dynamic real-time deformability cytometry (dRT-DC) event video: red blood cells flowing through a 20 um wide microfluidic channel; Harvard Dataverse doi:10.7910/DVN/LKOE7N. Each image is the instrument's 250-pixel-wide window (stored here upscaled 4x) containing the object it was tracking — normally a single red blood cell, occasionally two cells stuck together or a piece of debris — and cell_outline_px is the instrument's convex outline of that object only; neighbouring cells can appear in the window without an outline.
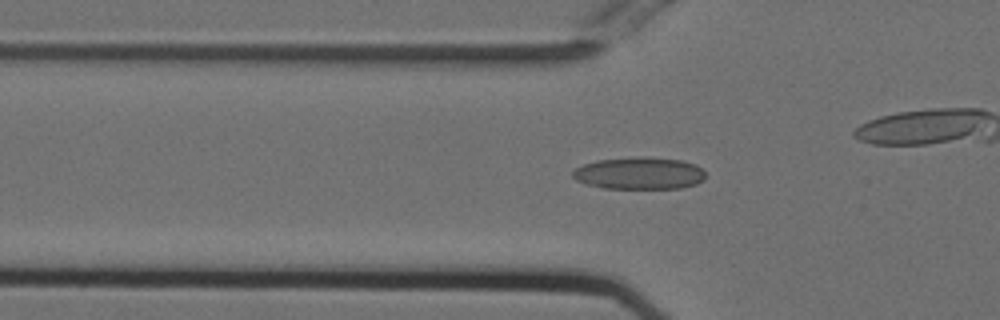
{"species": "Egyptian fruit bat (a non-hibernating species)", "species_latin": "Rousettus aegyptiacus", "temperature_condition": "cold", "stored_images_in_passage": 45, "camera_frame_rate_fps": 3000, "um_per_image_px": 0.085, "animal": {"sex": "female"}, "frame": {"image": 1, "passage_image": 19, "time_ms": 6.0, "image_size_px": [1000, 320], "cell_outline_px": [[704, 180], [696, 184], [680, 188], [600, 188], [576, 180], [572, 176], [572, 172], [576, 168], [584, 164], [596, 160], [644, 156], [680, 160], [696, 164], [704, 172]], "centroid_in_image_um": [54.34, 14.72], "position_along_channel_um": 71.5, "area_um2": 24.85}}
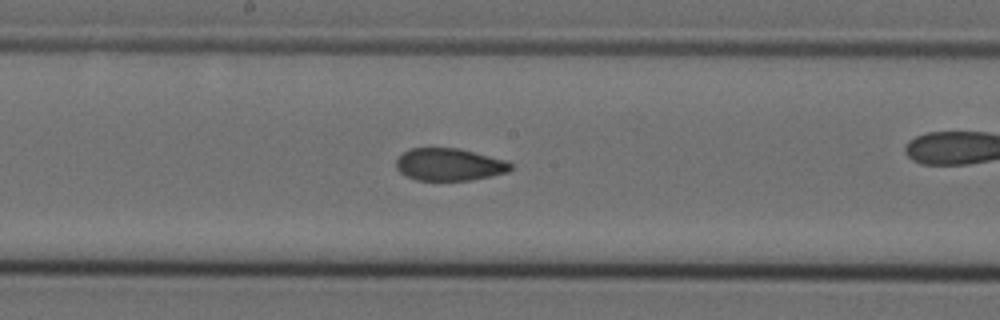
{"frame": {"image": 2, "passage_image": 30, "time_ms": 9.667, "image_size_px": [1000, 320], "cell_outline_px": [[512, 168], [508, 172], [492, 176], [472, 180], [416, 180], [400, 172], [396, 168], [396, 160], [404, 152], [412, 148], [456, 148], [508, 160], [512, 164]], "centroid_in_image_um": [38.22, 13.99], "position_along_channel_um": 210.0, "area_um2": 21.56}}
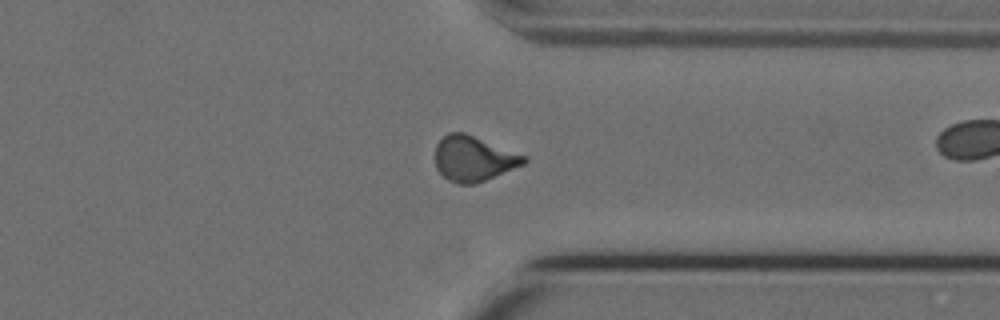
{"frame": {"image": 3, "passage_image": 43, "time_ms": 14.0, "image_size_px": [1000, 320], "cell_outline_px": [[528, 160], [524, 164], [484, 180], [472, 184], [460, 184], [448, 180], [436, 168], [436, 144], [448, 132], [464, 132], [528, 156]], "centroid_in_image_um": [40.26, 13.46], "position_along_channel_um": 371.1, "area_um2": 23.18}}